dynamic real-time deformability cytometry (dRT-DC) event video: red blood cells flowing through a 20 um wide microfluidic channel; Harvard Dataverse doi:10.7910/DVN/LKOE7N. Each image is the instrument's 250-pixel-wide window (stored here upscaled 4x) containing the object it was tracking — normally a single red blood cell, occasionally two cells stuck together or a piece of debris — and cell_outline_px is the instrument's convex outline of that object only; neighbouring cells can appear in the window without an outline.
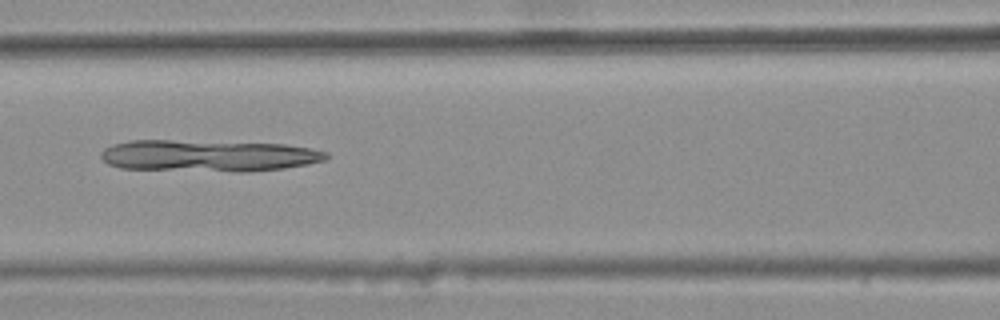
{"species": "common noctule bat (a hibernating species)", "species_latin": "Nyctalus noctula", "temperature_condition": "warm", "stored_images_in_passage": 3, "camera_frame_rate_fps": 3000, "um_per_image_px": 0.085, "animal": {"sex": "female", "body_mass_g": 25.1}, "frame": {"image": 1, "passage_image": 3, "time_ms": 0.667, "image_size_px": [1000, 320], "cell_outline_px": [[332, 156], [324, 160], [308, 164], [284, 168], [248, 172], [236, 172], [120, 168], [108, 164], [100, 156], [100, 152], [104, 148], [112, 144], [128, 140], [172, 140], [284, 144], [312, 148], [328, 152]], "centroid_in_image_um": [17.72, 13.24], "position_along_channel_um": 148.9, "area_um2": 41.96}}